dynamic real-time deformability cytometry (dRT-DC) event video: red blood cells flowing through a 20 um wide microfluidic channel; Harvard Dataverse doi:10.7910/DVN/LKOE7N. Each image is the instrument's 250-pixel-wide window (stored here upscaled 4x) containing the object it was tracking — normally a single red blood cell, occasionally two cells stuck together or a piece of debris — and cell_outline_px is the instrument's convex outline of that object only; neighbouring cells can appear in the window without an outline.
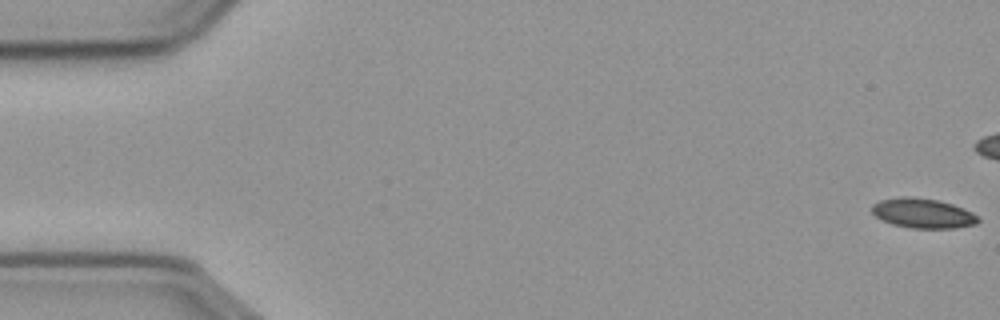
{"species": "common noctule bat (a hibernating species)", "species_latin": "Nyctalus noctula", "temperature_condition": "cold", "stored_images_in_passage": 46, "camera_frame_rate_fps": 3000, "um_per_image_px": 0.085, "animal": {"sex": "male", "body_mass_g": 23.1, "forearm_length_mm": 52.7}, "frame": {"image": 1, "passage_image": 1, "time_ms": 0.0, "image_size_px": [1000, 320], "cell_outline_px": [[980, 220], [976, 224], [956, 228], [908, 228], [892, 224], [876, 216], [872, 212], [872, 204], [880, 200], [904, 196], [908, 196], [936, 200], [952, 204], [964, 208], [972, 212]], "centroid_in_image_um": [78.45, 18.13], "position_along_channel_um": 6.6, "area_um2": 18.32}}
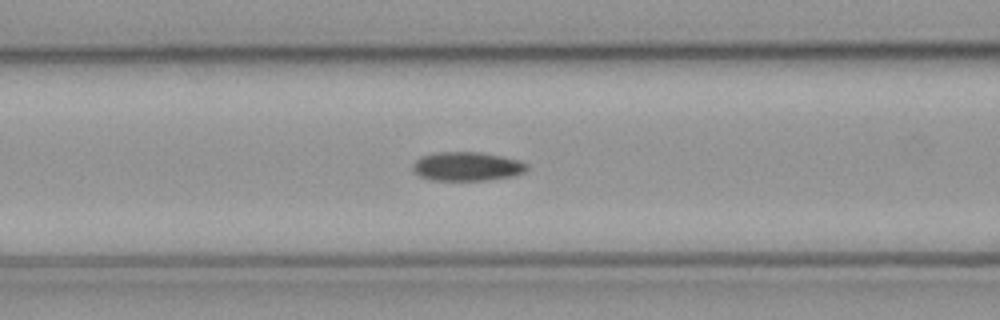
{"frame": {"image": 2, "passage_image": 23, "time_ms": 7.333, "image_size_px": [1000, 320], "cell_outline_px": [[528, 168], [524, 172], [516, 176], [488, 180], [432, 180], [420, 176], [412, 168], [412, 164], [420, 156], [436, 152], [480, 152], [520, 160], [528, 164]], "centroid_in_image_um": [39.72, 14.14], "position_along_channel_um": 126.9, "area_um2": 19.36}}
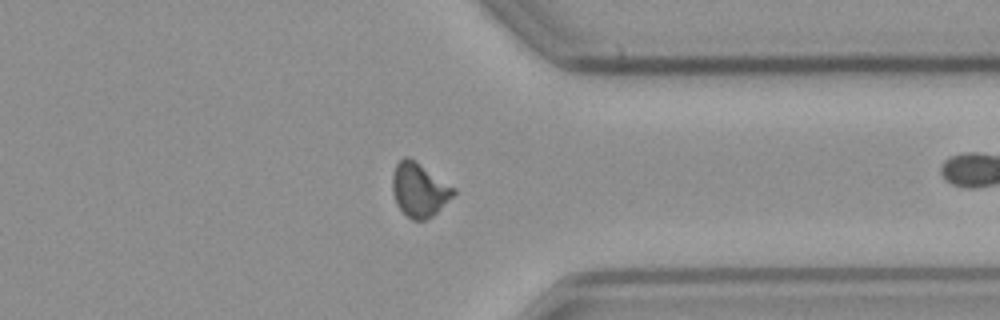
{"frame": {"image": 3, "passage_image": 44, "time_ms": 14.333, "image_size_px": [1000, 320], "cell_outline_px": [[456, 192], [432, 216], [424, 220], [412, 220], [396, 204], [392, 192], [392, 176], [396, 164], [404, 156], [412, 160], [456, 188]], "centroid_in_image_um": [35.61, 16.15], "position_along_channel_um": 375.8, "area_um2": 18.67}}